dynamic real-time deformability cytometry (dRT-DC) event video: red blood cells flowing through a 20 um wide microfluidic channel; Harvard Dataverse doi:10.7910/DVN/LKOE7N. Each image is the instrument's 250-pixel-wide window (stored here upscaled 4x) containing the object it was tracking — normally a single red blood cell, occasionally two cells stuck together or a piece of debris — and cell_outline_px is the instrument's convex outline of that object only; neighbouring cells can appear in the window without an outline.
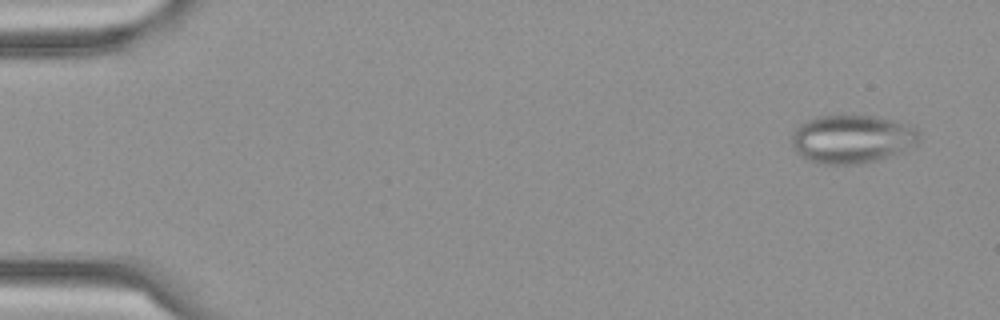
{"species": "Egyptian fruit bat (a non-hibernating species)", "species_latin": "Rousettus aegyptiacus", "temperature_condition": "cold", "stored_images_in_passage": 58, "camera_frame_rate_fps": 3000, "um_per_image_px": 0.085, "frame": {"image": 1, "passage_image": 4, "time_ms": 1.0, "image_size_px": [1000, 320], "cell_outline_px": [[920, 136], [916, 140], [900, 152], [880, 160], [864, 164], [820, 164], [808, 160], [792, 144], [792, 136], [796, 128], [808, 120], [820, 116], [872, 116], [888, 120], [912, 128]], "centroid_in_image_um": [72.35, 11.85], "position_along_channel_um": 12.6, "area_um2": 34.74}}
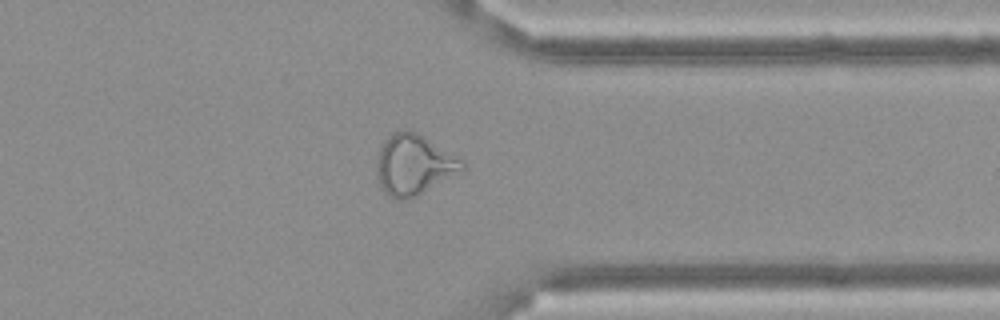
{"frame": {"image": 2, "passage_image": 46, "time_ms": 15.0, "image_size_px": [1000, 320], "cell_outline_px": [[464, 172], [416, 196], [404, 200], [396, 200], [388, 196], [380, 188], [376, 172], [376, 156], [380, 144], [392, 132], [400, 128], [408, 128], [424, 136], [464, 164]], "centroid_in_image_um": [35.1, 14.01], "position_along_channel_um": 376.3, "area_um2": 30.46}}
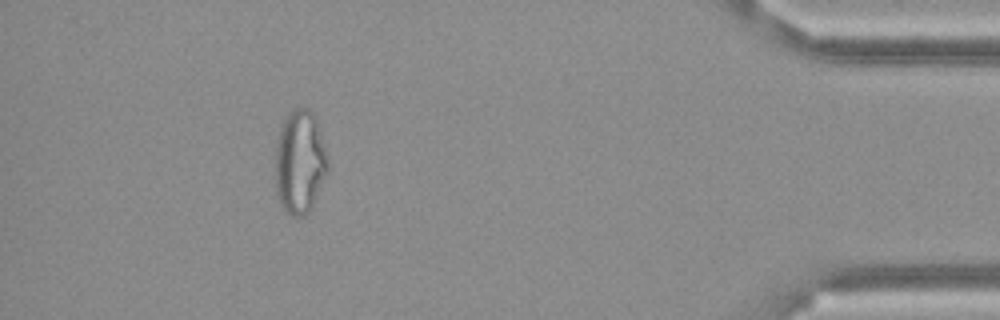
{"frame": {"image": 3, "passage_image": 53, "time_ms": 17.333, "image_size_px": [1000, 320], "cell_outline_px": [[328, 172], [308, 212], [304, 216], [292, 216], [284, 208], [276, 192], [276, 140], [280, 128], [288, 112], [292, 108], [308, 108], [316, 116], [328, 164]], "centroid_in_image_um": [25.48, 13.72], "position_along_channel_um": 409.7, "area_um2": 31.39}}